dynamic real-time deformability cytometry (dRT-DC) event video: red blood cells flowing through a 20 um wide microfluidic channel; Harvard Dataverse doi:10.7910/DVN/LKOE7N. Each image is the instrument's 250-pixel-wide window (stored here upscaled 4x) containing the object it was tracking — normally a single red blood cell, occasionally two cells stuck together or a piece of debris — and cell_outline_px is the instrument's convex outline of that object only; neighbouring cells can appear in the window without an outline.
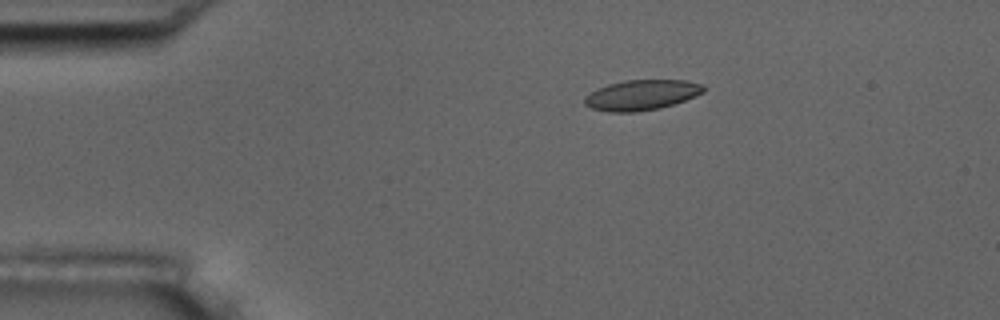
{"species": "common noctule bat (a hibernating species)", "species_latin": "Nyctalus noctula", "temperature_condition": "room temperature", "stored_images_in_passage": 6, "camera_frame_rate_fps": 3000, "um_per_image_px": 0.085, "animal": {"sex": "male", "body_mass_g": 17.5, "forearm_length_mm": 52.3}, "frame": {"image": 1, "passage_image": 3, "time_ms": 3.333, "image_size_px": [1000, 320], "cell_outline_px": [[704, 92], [696, 96], [660, 108], [636, 112], [608, 112], [592, 108], [584, 104], [584, 96], [596, 88], [608, 84], [624, 80], [684, 80], [704, 84]], "centroid_in_image_um": [54.51, 8.07], "position_along_channel_um": 30.5, "area_um2": 21.1}}